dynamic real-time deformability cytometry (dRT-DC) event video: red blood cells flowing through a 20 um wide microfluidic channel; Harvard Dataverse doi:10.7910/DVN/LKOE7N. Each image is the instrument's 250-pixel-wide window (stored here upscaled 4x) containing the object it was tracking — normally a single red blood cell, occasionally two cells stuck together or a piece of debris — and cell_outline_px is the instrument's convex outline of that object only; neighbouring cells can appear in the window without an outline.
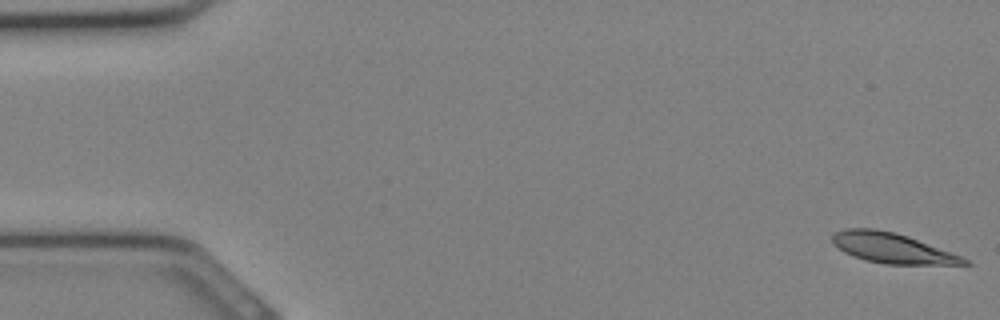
{"species": "Egyptian fruit bat (a non-hibernating species)", "species_latin": "Rousettus aegyptiacus", "temperature_condition": "cold", "stored_images_in_passage": 32, "camera_frame_rate_fps": 3000, "um_per_image_px": 0.085, "animal": {"sex": "female"}, "frame": {"image": 1, "passage_image": 1, "time_ms": 0.0, "image_size_px": [1000, 320], "cell_outline_px": [[972, 264], [884, 264], [864, 260], [852, 256], [844, 252], [832, 244], [832, 236], [836, 232], [844, 228], [876, 228], [896, 232], [908, 236], [960, 256], [968, 260]], "centroid_in_image_um": [75.76, 21.07], "position_along_channel_um": 9.2, "area_um2": 23.06}}
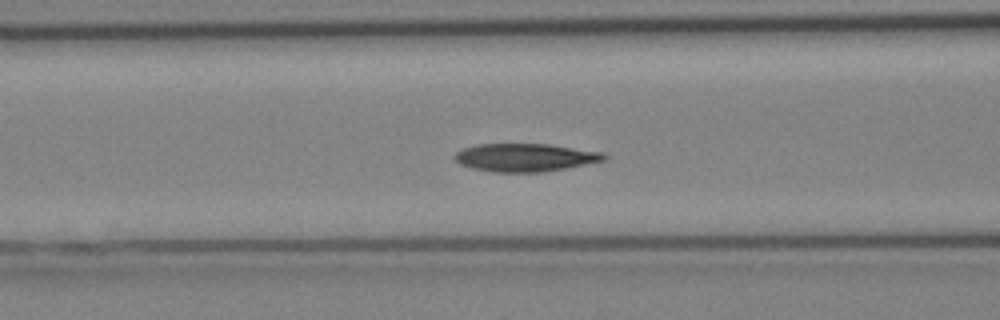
{"frame": {"image": 2, "passage_image": 13, "time_ms": 4.0, "image_size_px": [1000, 320], "cell_outline_px": [[608, 156], [604, 160], [564, 168], [540, 172], [492, 172], [472, 168], [460, 164], [452, 156], [460, 148], [476, 144], [548, 144], [604, 152]], "centroid_in_image_um": [44.58, 13.37], "position_along_channel_um": 122.0, "area_um2": 24.39}}
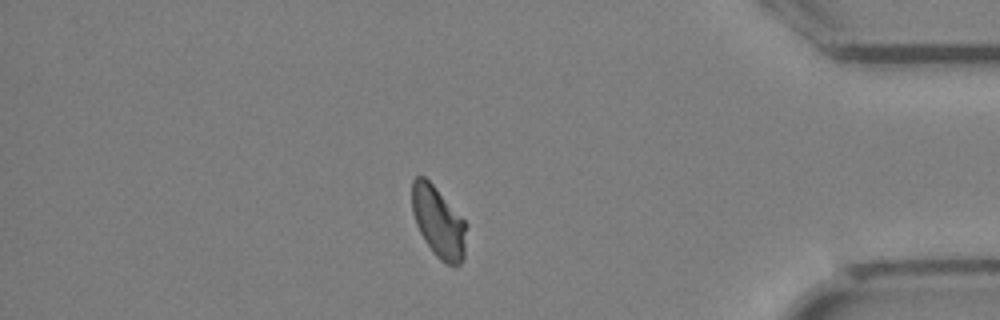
{"frame": {"image": 3, "passage_image": 28, "time_ms": 9.0, "image_size_px": [1000, 320], "cell_outline_px": [[468, 224], [464, 256], [460, 264], [444, 264], [436, 256], [424, 240], [416, 224], [412, 212], [412, 180], [416, 176], [424, 176], [432, 184]], "centroid_in_image_um": [37.27, 18.89], "position_along_channel_um": 397.9, "area_um2": 22.43}}